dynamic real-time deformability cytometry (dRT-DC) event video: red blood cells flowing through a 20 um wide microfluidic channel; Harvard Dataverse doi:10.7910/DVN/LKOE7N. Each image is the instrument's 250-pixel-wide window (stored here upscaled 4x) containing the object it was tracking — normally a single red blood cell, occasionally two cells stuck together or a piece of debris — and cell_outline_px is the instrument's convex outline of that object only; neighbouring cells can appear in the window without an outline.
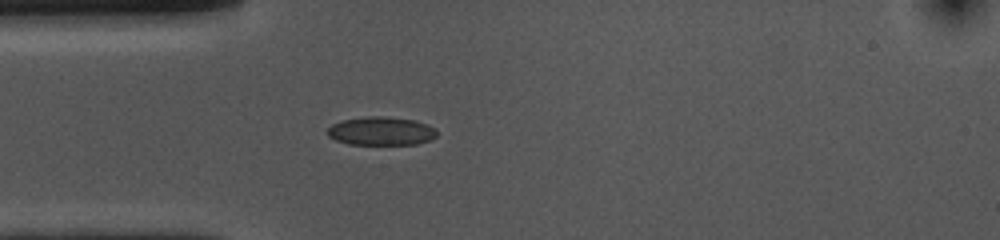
{"species": "common noctule bat (a hibernating species)", "species_latin": "Nyctalus noctula", "temperature_condition": "cold", "stored_images_in_passage": 41, "camera_frame_rate_fps": 3000, "um_per_image_px": 0.085, "animal": {"sex": "female", "body_mass_g": 10.0, "forearm_length_mm": 53.1}, "frame": {"image": 1, "passage_image": 1, "time_ms": 0.0, "image_size_px": [1000, 240], "cell_outline_px": [[436, 136], [432, 140], [416, 144], [348, 144], [336, 140], [328, 136], [328, 128], [332, 124], [344, 120], [368, 116], [384, 116], [416, 120], [428, 124], [436, 128]], "centroid_in_image_um": [32.44, 11.14], "position_along_channel_um": 52.6, "area_um2": 18.21}}
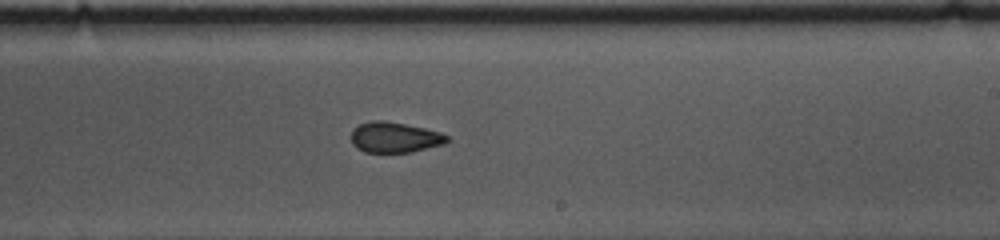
{"frame": {"image": 2, "passage_image": 18, "time_ms": 5.667, "image_size_px": [1000, 240], "cell_outline_px": [[448, 140], [444, 144], [412, 152], [364, 152], [356, 148], [352, 144], [352, 128], [360, 124], [372, 120], [384, 120], [424, 128], [440, 132], [448, 136]], "centroid_in_image_um": [33.52, 11.67], "position_along_channel_um": 255.5, "area_um2": 17.05}}
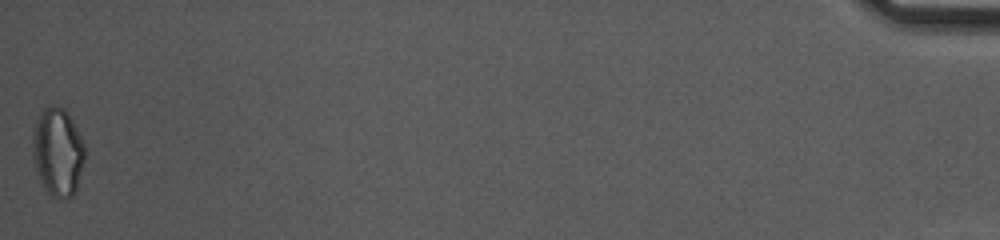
{"frame": {"image": 3, "passage_image": 41, "time_ms": 13.333, "image_size_px": [1000, 240], "cell_outline_px": [[84, 160], [76, 188], [72, 196], [52, 196], [48, 192], [40, 180], [36, 172], [32, 160], [32, 136], [36, 124], [44, 108], [52, 104], [64, 108], [76, 128], [84, 144]], "centroid_in_image_um": [4.88, 12.89], "position_along_channel_um": 430.3, "area_um2": 26.3}, "authors_computed_cell_mechanics": {"area_um2": 17.9758, "velocity_mm_per_s": 3.6392, "shape_relaxation_time_tau1_ms": null, "shape_relaxation_time_tau2_ms": 4.4387, "deformation_change_tau1": null, "deformation_change_tau2": 0.0785}}